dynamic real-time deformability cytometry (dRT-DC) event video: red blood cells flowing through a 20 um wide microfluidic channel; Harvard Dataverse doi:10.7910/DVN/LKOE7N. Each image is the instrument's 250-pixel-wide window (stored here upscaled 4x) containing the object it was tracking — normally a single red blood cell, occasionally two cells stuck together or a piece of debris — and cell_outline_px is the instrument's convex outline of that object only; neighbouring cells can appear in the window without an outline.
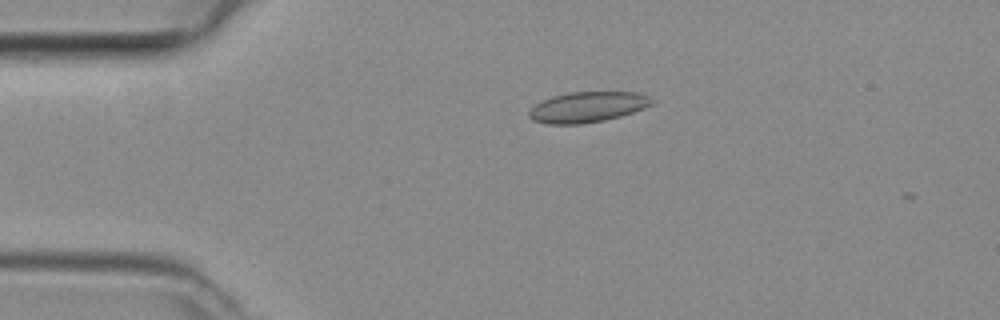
{"species": "common noctule bat (a hibernating species)", "species_latin": "Nyctalus noctula", "temperature_condition": "room temperature", "stored_images_in_passage": 12, "camera_frame_rate_fps": 3000, "um_per_image_px": 0.085, "animal": {"sex": "female", "body_mass_g": 29.2, "forearm_length_mm": 56.3}, "frame": {"image": 1, "passage_image": 10, "time_ms": 3.0, "image_size_px": [1000, 320], "cell_outline_px": [[656, 104], [620, 116], [604, 120], [580, 124], [548, 124], [532, 120], [528, 116], [528, 112], [536, 104], [552, 96], [568, 92], [640, 92], [656, 100]], "centroid_in_image_um": [49.98, 9.09], "position_along_channel_um": 35.0, "area_um2": 21.96}}